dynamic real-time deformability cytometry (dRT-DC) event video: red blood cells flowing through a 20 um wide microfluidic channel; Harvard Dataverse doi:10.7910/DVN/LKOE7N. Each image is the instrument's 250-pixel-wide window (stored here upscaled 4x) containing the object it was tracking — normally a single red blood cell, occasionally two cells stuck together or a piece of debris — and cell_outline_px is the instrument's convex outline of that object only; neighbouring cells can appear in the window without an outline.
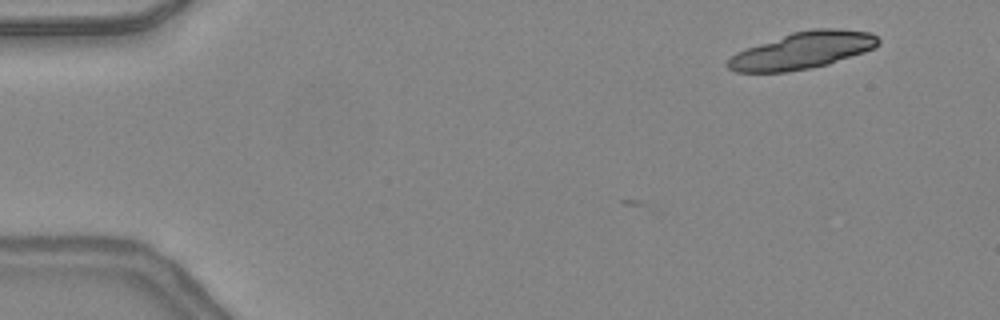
{"species": "common noctule bat (a hibernating species)", "species_latin": "Nyctalus noctula", "temperature_condition": "warm", "stored_images_in_passage": 5, "camera_frame_rate_fps": 3000, "um_per_image_px": 0.085, "animal": {"sex": "female", "body_mass_g": 24.6, "forearm_length_mm": 56.2}, "frame": {"image": 1, "passage_image": 5, "time_ms": 1.333, "image_size_px": [1000, 320], "cell_outline_px": [[880, 44], [864, 52], [828, 64], [788, 72], [736, 72], [728, 68], [728, 60], [736, 52], [744, 48], [792, 32], [812, 28], [840, 28], [872, 32], [880, 40]], "centroid_in_image_um": [68.22, 4.27], "position_along_channel_um": 16.8, "area_um2": 32.37}}